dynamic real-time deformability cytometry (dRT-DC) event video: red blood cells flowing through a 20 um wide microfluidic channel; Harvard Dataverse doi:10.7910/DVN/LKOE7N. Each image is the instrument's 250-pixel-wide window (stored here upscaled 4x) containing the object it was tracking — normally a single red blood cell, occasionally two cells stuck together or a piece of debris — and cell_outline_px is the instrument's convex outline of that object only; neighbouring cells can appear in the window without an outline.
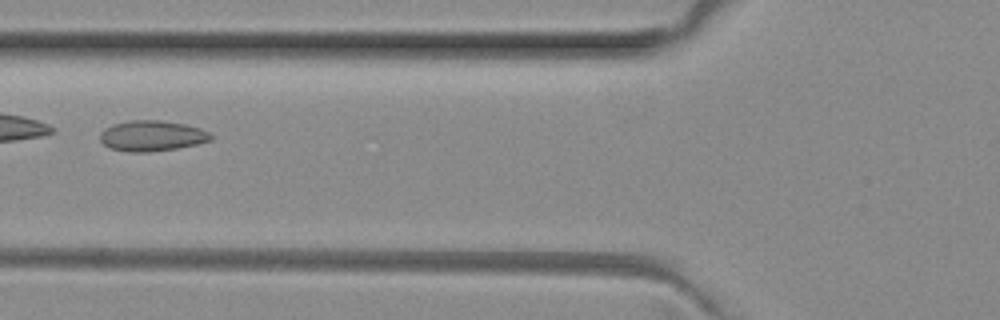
{"species": "common noctule bat (a hibernating species)", "species_latin": "Nyctalus noctula", "temperature_condition": "room temperature", "stored_images_in_passage": 5, "camera_frame_rate_fps": 3000, "um_per_image_px": 0.085, "animal": {"sex": "female", "body_mass_g": 29.2, "forearm_length_mm": 56.3}, "frame": {"image": 1, "passage_image": 4, "time_ms": 1.0, "image_size_px": [1000, 320], "cell_outline_px": [[212, 140], [196, 144], [176, 148], [148, 152], [128, 152], [108, 148], [100, 140], [100, 132], [104, 128], [112, 124], [128, 120], [160, 120], [184, 124], [200, 128], [208, 132], [212, 136]], "centroid_in_image_um": [12.87, 11.54], "position_along_channel_um": 112.9, "area_um2": 19.83}}
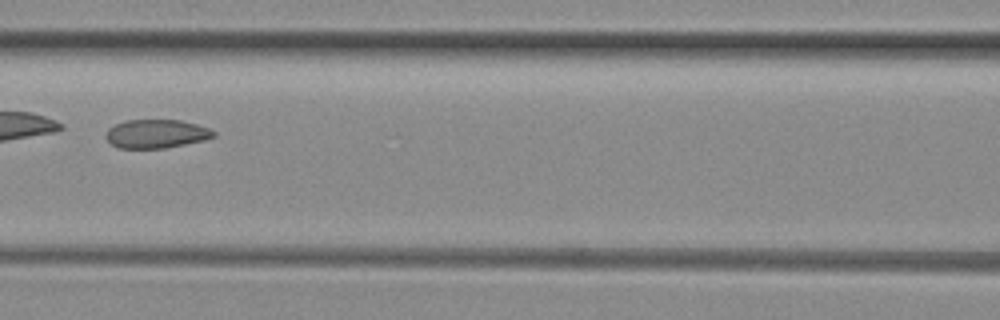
{"frame": {"image": 2, "passage_image": 5, "time_ms": 1.333, "image_size_px": [1000, 320], "cell_outline_px": [[216, 136], [204, 140], [164, 148], [116, 148], [104, 136], [108, 128], [124, 120], [180, 120], [196, 124], [208, 128], [216, 132]], "centroid_in_image_um": [13.26, 11.37], "position_along_channel_um": 153.3, "area_um2": 17.98}}